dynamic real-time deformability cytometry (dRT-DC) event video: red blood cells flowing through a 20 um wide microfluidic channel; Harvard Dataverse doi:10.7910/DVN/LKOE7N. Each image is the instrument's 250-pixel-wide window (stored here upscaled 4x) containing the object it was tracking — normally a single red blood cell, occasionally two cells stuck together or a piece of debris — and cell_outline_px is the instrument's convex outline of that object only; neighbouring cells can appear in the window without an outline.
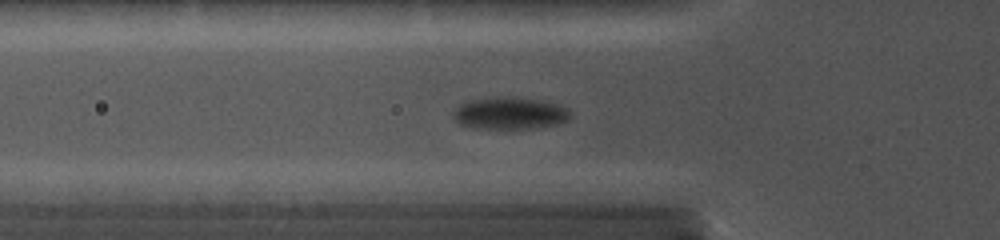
{"species": "common noctule bat (a hibernating species)", "species_latin": "Nyctalus noctula", "temperature_condition": "cold", "stored_images_in_passage": 5, "camera_frame_rate_fps": 5000, "um_per_image_px": 0.085, "animal": {"sex": "female", "body_mass_g": 19.0, "forearm_length_mm": 56.7}, "frame": {"image": 1, "passage_image": 5, "time_ms": 3.8, "image_size_px": [1000, 240], "cell_outline_px": [[568, 120], [556, 124], [536, 128], [504, 132], [472, 128], [460, 124], [452, 116], [456, 108], [464, 104], [476, 100], [532, 100], [552, 104], [564, 108], [568, 112]], "centroid_in_image_um": [43.27, 9.77], "position_along_channel_um": 82.5, "area_um2": 20.98}}